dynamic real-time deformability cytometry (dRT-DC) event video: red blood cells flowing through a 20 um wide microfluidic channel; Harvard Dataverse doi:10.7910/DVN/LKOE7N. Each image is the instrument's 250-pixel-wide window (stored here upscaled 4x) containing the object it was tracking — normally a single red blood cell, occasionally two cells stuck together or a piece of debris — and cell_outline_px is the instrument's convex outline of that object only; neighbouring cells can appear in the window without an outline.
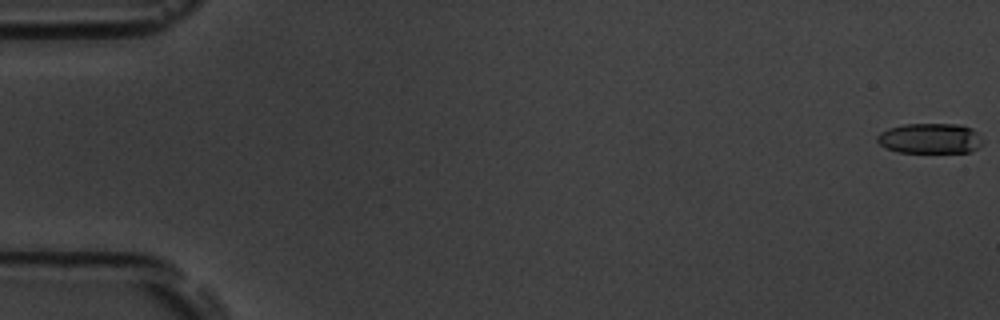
{"species": "common noctule bat (a hibernating species)", "species_latin": "Nyctalus noctula", "temperature_condition": "room temperature", "stored_images_in_passage": 12, "camera_frame_rate_fps": 3000, "um_per_image_px": 0.085, "animal": {"sex": "male", "body_mass_g": 19.5, "forearm_length_mm": 54.6}, "frame": {"image": 1, "passage_image": 1, "time_ms": 0.0, "image_size_px": [1000, 320], "cell_outline_px": [[984, 144], [968, 152], [896, 152], [884, 148], [876, 140], [876, 136], [880, 132], [888, 128], [904, 124], [960, 124], [972, 128], [976, 132]], "centroid_in_image_um": [79.02, 11.76], "position_along_channel_um": 6.0, "area_um2": 18.73}}